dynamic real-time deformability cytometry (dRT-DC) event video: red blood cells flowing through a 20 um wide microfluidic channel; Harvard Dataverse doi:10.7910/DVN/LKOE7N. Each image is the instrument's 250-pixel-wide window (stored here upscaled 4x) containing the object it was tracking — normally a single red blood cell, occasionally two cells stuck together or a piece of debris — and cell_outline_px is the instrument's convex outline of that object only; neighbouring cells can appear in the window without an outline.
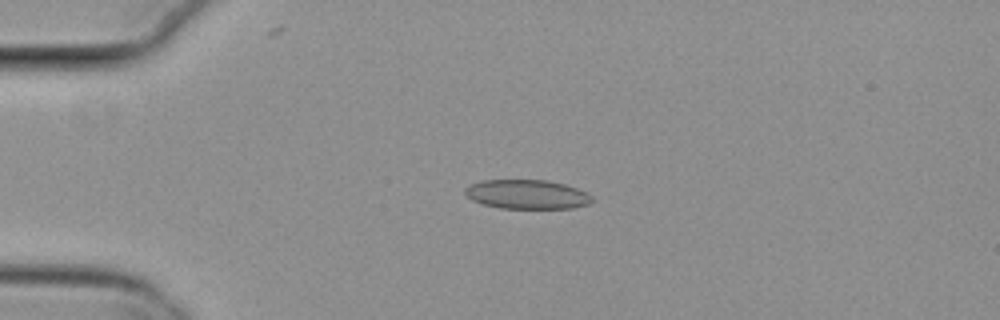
{"species": "common noctule bat (a hibernating species)", "species_latin": "Nyctalus noctula", "temperature_condition": "cold", "stored_images_in_passage": 5, "camera_frame_rate_fps": 3000, "um_per_image_px": 0.085, "animal": {"sex": "female", "body_mass_g": 29.2, "forearm_length_mm": 56.3}, "frame": {"image": 1, "passage_image": 4, "time_ms": 1.0, "image_size_px": [1000, 320], "cell_outline_px": [[592, 200], [588, 204], [572, 208], [500, 208], [484, 204], [472, 200], [464, 192], [464, 188], [468, 184], [484, 180], [548, 180], [564, 184], [588, 192], [592, 196]], "centroid_in_image_um": [44.78, 16.51], "position_along_channel_um": 40.2, "area_um2": 21.62}}